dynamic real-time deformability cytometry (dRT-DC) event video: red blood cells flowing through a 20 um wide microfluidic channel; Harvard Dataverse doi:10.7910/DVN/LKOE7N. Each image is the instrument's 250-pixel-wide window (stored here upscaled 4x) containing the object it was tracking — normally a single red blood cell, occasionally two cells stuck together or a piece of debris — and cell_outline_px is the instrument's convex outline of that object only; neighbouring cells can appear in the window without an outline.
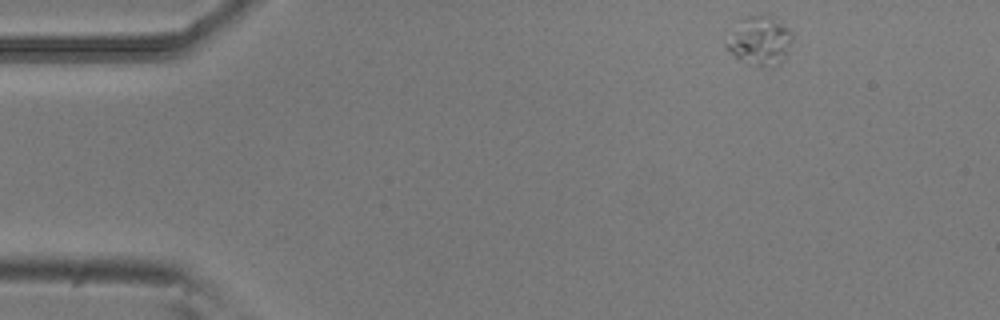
{"species": "common noctule bat (a hibernating species)", "species_latin": "Nyctalus noctula", "temperature_condition": "room temperature", "stored_images_in_passage": 49, "camera_frame_rate_fps": 3000, "um_per_image_px": 0.085, "animal": {"sex": "male", "body_mass_g": 20.5, "forearm_length_mm": 52.5}, "frame": {"image": 1, "passage_image": 1, "time_ms": 0.0, "image_size_px": [1000, 320], "cell_outline_px": [[792, 40], [788, 52], [784, 60], [776, 68], [760, 68], [736, 56], [724, 48], [724, 44], [740, 20], [748, 16], [768, 16], [792, 32]], "centroid_in_image_um": [64.59, 3.54], "position_along_channel_um": 20.4, "area_um2": 18.55}}
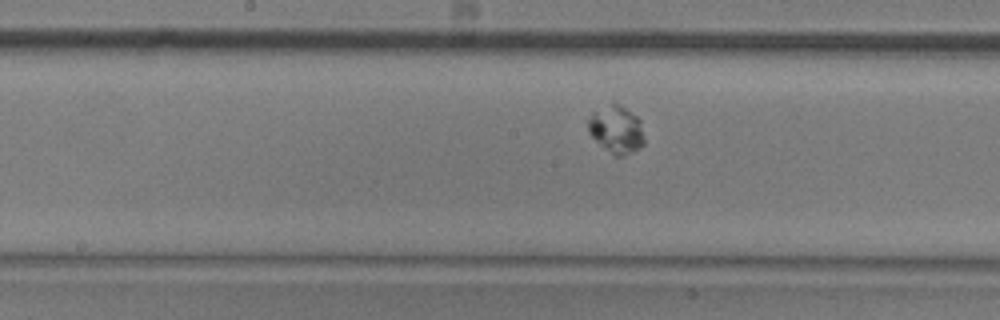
{"frame": {"image": 2, "passage_image": 22, "time_ms": 7.0, "image_size_px": [1000, 320], "cell_outline_px": [[644, 144], [640, 148], [624, 156], [616, 156], [604, 148], [588, 132], [588, 120], [592, 112], [612, 100], [620, 104], [636, 116], [640, 120], [644, 140]], "centroid_in_image_um": [52.38, 10.97], "position_along_channel_um": 195.8, "area_um2": 15.72}}
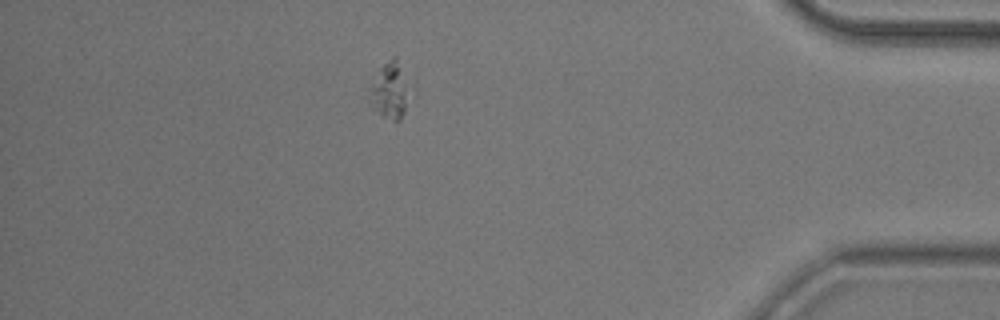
{"frame": {"image": 3, "passage_image": 42, "time_ms": 13.667, "image_size_px": [1000, 320], "cell_outline_px": [[416, 96], [400, 120], [396, 124], [372, 108], [368, 100], [368, 88], [380, 68], [392, 56], [396, 56], [416, 92]], "centroid_in_image_um": [33.27, 7.73], "position_along_channel_um": 401.9, "area_um2": 14.68}}